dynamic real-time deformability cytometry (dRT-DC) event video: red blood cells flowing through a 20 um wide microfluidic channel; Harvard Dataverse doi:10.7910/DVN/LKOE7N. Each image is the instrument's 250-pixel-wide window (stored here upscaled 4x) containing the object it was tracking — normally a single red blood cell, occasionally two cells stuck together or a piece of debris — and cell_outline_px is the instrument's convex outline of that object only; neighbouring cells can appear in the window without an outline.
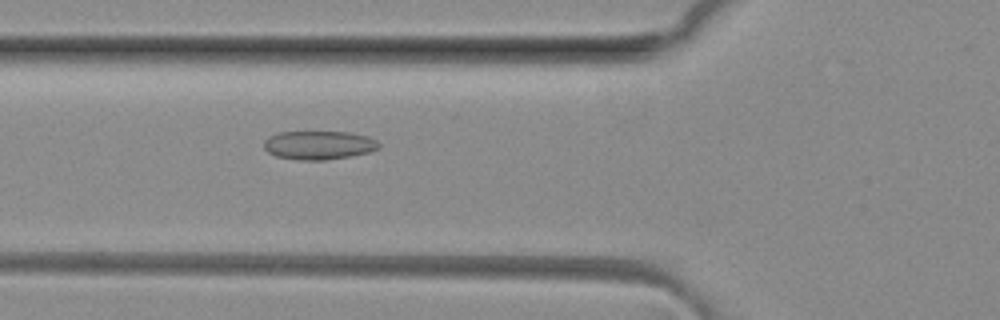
{"species": "common noctule bat (a hibernating species)", "species_latin": "Nyctalus noctula", "temperature_condition": "room temperature", "stored_images_in_passage": 27, "camera_frame_rate_fps": 3000, "um_per_image_px": 0.085, "animal": {"sex": "female", "body_mass_g": 29.2, "forearm_length_mm": 56.3}, "frame": {"image": 1, "passage_image": 4, "time_ms": 1.0, "image_size_px": [1000, 320], "cell_outline_px": [[380, 148], [368, 152], [352, 156], [324, 160], [296, 160], [276, 156], [268, 152], [264, 148], [264, 140], [268, 136], [280, 132], [348, 132], [368, 136], [376, 140], [380, 144]], "centroid_in_image_um": [27.1, 12.34], "position_along_channel_um": 98.7, "area_um2": 19.31}}
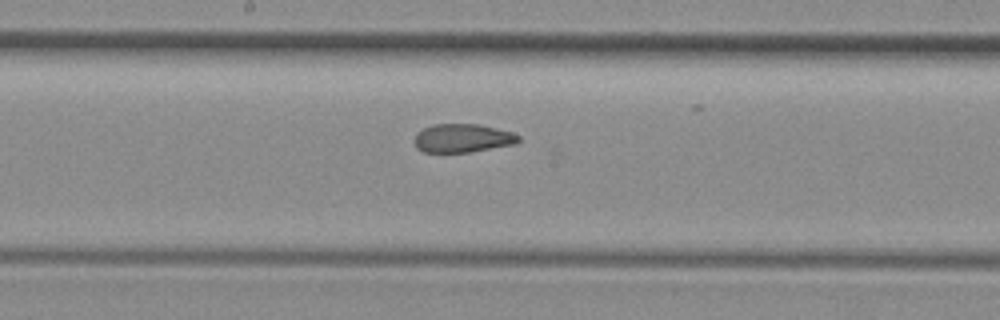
{"frame": {"image": 2, "passage_image": 12, "time_ms": 3.667, "image_size_px": [1000, 320], "cell_outline_px": [[520, 140], [516, 144], [468, 152], [424, 152], [416, 148], [416, 132], [432, 124], [480, 124], [512, 132], [520, 136]], "centroid_in_image_um": [39.34, 11.74], "position_along_channel_um": 208.9, "area_um2": 17.28}}
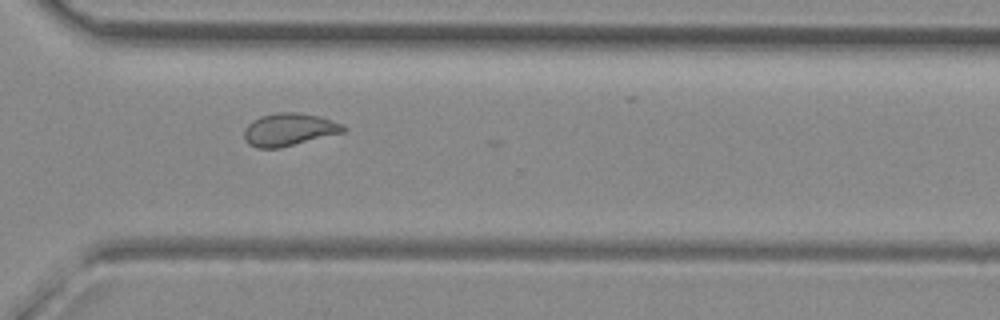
{"frame": {"image": 3, "passage_image": 22, "time_ms": 7.0, "image_size_px": [1000, 320], "cell_outline_px": [[344, 132], [280, 148], [256, 148], [248, 144], [244, 140], [244, 128], [252, 120], [260, 116], [276, 112], [296, 112], [316, 116], [332, 120], [344, 124]], "centroid_in_image_um": [24.52, 11.01], "position_along_channel_um": 346.1, "area_um2": 18.9}, "authors_computed_cell_mechanics": {"area_um2": 18.2648, "velocity_mm_per_s": 4.1256, "shape_relaxation_time_tau1_ms": null, "shape_relaxation_time_tau2_ms": 1.543, "deformation_change_tau1": null, "deformation_change_tau2": 0.0705}}